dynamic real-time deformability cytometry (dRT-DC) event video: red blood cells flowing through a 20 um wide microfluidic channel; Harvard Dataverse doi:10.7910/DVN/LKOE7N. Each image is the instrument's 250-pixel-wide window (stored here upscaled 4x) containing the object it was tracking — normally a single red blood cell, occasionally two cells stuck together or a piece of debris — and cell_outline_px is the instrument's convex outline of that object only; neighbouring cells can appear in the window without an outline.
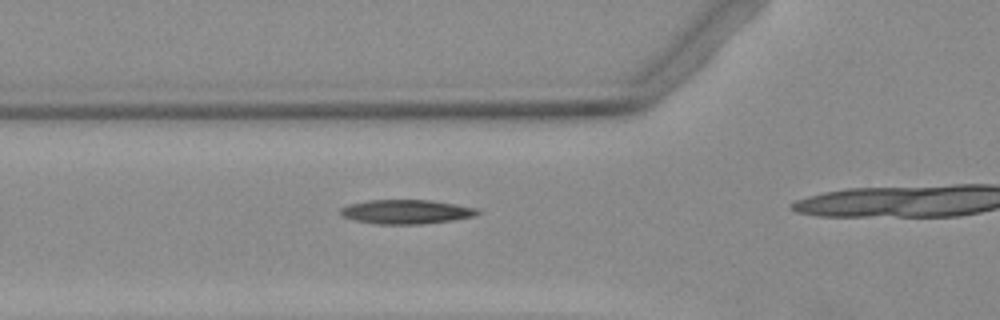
{"species": "Egyptian fruit bat (a non-hibernating species)", "species_latin": "Rousettus aegyptiacus", "temperature_condition": "warm", "stored_images_in_passage": 11, "camera_frame_rate_fps": 3000, "um_per_image_px": 0.085, "animal": {"sex": "female"}, "frame": {"image": 1, "passage_image": 7, "time_ms": 2.0, "image_size_px": [1000, 320], "cell_outline_px": [[480, 212], [472, 216], [452, 220], [420, 224], [376, 224], [356, 220], [344, 216], [340, 212], [340, 208], [348, 204], [368, 200], [432, 200], [456, 204], [476, 208]], "centroid_in_image_um": [34.51, 17.99], "position_along_channel_um": 91.3, "area_um2": 19.13}}
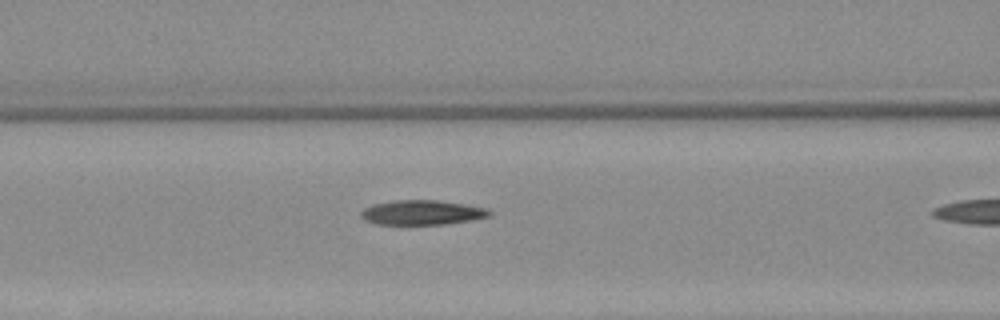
{"frame": {"image": 2, "passage_image": 10, "time_ms": 3.0, "image_size_px": [1000, 320], "cell_outline_px": [[492, 216], [444, 224], [376, 224], [364, 220], [360, 216], [360, 212], [364, 208], [372, 204], [396, 200], [440, 200], [488, 208], [492, 212]], "centroid_in_image_um": [35.86, 18.05], "position_along_channel_um": 130.7, "area_um2": 18.5}}